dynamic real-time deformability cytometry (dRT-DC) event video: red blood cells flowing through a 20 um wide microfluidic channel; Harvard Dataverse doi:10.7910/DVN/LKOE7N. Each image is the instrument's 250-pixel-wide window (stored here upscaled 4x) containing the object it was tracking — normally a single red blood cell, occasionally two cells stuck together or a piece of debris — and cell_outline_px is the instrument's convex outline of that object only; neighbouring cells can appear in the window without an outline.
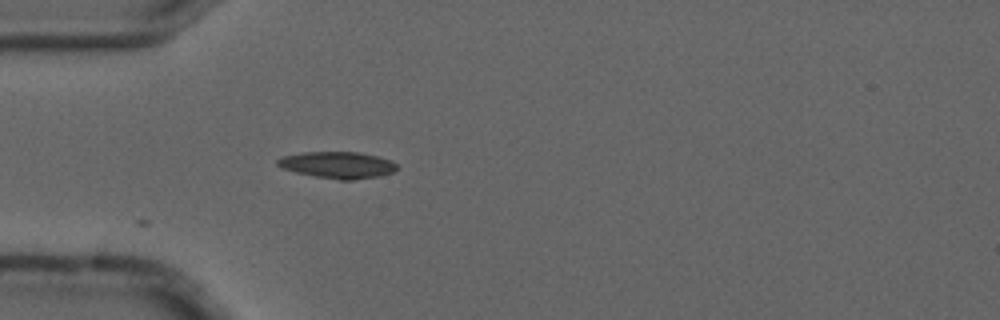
{"species": "common noctule bat (a hibernating species)", "species_latin": "Nyctalus noctula", "temperature_condition": "cold", "stored_images_in_passage": 5, "camera_frame_rate_fps": 3000, "um_per_image_px": 0.085, "animal": {"sex": "male", "forearm_length_mm": 52.5}, "frame": {"image": 1, "passage_image": 5, "time_ms": 1.333, "image_size_px": [1000, 320], "cell_outline_px": [[400, 168], [392, 172], [380, 176], [352, 180], [340, 180], [316, 176], [296, 172], [280, 168], [276, 164], [276, 160], [280, 156], [304, 152], [360, 152], [380, 156], [392, 160]], "centroid_in_image_um": [28.71, 14.01], "position_along_channel_um": 56.3, "area_um2": 18.79}}